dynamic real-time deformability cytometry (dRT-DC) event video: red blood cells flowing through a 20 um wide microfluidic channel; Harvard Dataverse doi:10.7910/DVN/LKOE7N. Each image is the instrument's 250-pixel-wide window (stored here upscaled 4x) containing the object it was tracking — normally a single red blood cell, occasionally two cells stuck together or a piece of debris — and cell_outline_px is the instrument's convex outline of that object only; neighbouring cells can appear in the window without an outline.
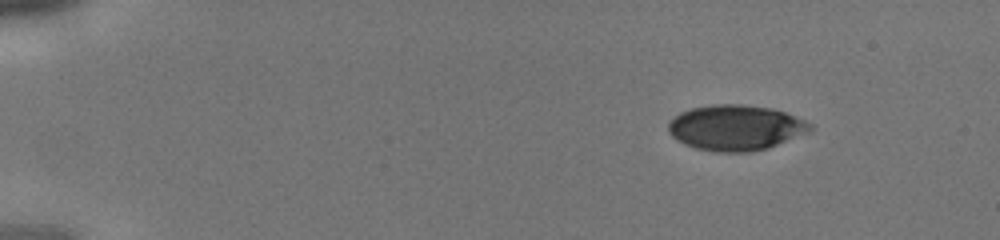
{"species": "human", "species_latin": "Homo sapiens", "temperature_condition": "cold", "stored_images_in_passage": 36, "camera_frame_rate_fps": 3000, "um_per_image_px": 0.085, "donor": {"sex": "male"}, "frame": {"image": 1, "passage_image": 1, "time_ms": 0.0, "image_size_px": [1000, 240], "cell_outline_px": [[812, 128], [808, 132], [768, 148], [752, 152], [712, 152], [696, 148], [684, 144], [676, 140], [668, 132], [668, 120], [680, 112], [692, 108], [712, 104], [744, 104], [772, 108], [784, 112], [804, 120], [812, 124]], "centroid_in_image_um": [62.49, 10.85], "position_along_channel_um": 22.5, "area_um2": 37.8}}
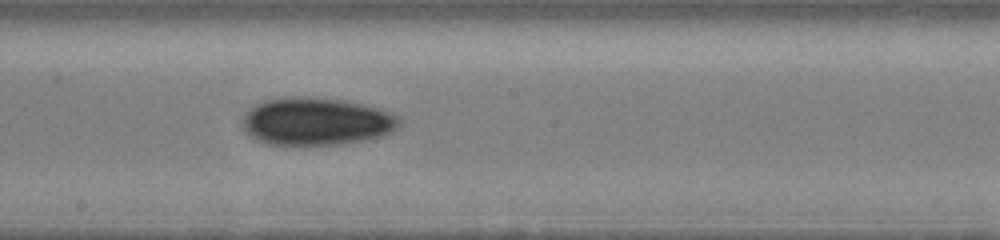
{"frame": {"image": 2, "passage_image": 20, "time_ms": 6.333, "image_size_px": [1000, 240], "cell_outline_px": [[400, 124], [392, 132], [380, 136], [340, 144], [264, 144], [256, 140], [240, 124], [244, 112], [256, 104], [264, 100], [284, 96], [296, 96], [344, 100], [364, 104], [380, 108], [392, 112], [400, 116]], "centroid_in_image_um": [26.87, 10.3], "position_along_channel_um": 221.3, "area_um2": 43.75}}
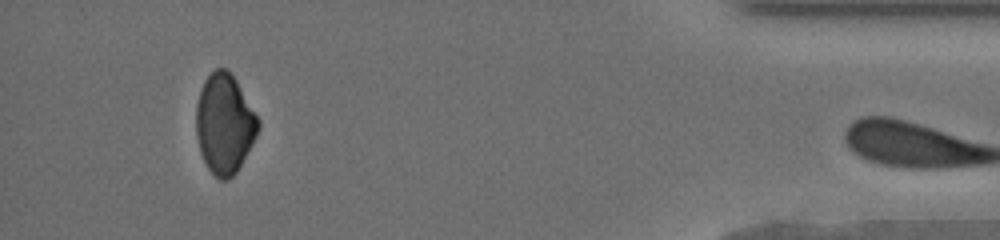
{"frame": {"image": 3, "passage_image": 35, "time_ms": 11.333, "image_size_px": [1000, 240], "cell_outline_px": [[260, 124], [256, 136], [252, 144], [236, 172], [228, 180], [220, 180], [208, 168], [200, 152], [196, 136], [196, 104], [200, 88], [204, 80], [216, 68], [224, 68], [236, 80], [260, 120]], "centroid_in_image_um": [19.07, 10.52], "position_along_channel_um": 416.1, "area_um2": 35.84}}